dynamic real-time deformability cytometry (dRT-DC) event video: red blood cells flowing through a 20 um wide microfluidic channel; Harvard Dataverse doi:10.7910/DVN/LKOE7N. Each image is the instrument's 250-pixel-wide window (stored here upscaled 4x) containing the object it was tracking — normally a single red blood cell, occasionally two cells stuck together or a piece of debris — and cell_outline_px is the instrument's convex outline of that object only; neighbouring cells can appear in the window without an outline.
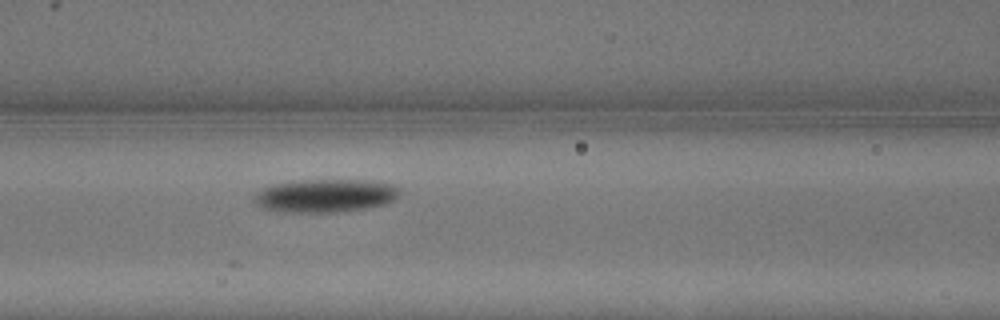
{"species": "common noctule bat (a hibernating species)", "species_latin": "Nyctalus noctula", "temperature_condition": "warm", "stored_images_in_passage": 5, "camera_frame_rate_fps": 3000, "um_per_image_px": 0.085, "animal": {"sex": "male", "body_mass_g": 13.3}, "frame": {"image": 1, "passage_image": 5, "time_ms": 1.333, "image_size_px": [1000, 320], "cell_outline_px": [[400, 192], [392, 200], [384, 204], [368, 208], [340, 212], [284, 212], [260, 208], [256, 204], [256, 192], [264, 188], [276, 184], [296, 180], [368, 180], [396, 184]], "centroid_in_image_um": [27.67, 16.63], "position_along_channel_um": 138.9, "area_um2": 28.15}}